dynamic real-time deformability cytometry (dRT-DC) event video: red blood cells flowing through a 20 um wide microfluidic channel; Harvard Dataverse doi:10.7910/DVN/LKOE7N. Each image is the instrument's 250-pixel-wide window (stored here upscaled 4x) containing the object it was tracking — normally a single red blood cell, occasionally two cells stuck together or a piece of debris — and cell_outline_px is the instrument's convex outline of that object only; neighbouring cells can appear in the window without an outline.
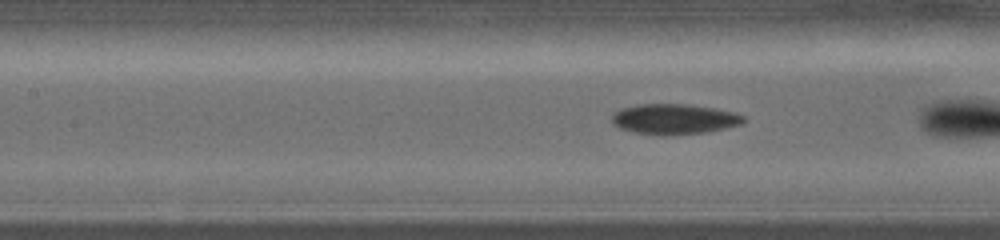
{"species": "common noctule bat (a hibernating species)", "species_latin": "Nyctalus noctula", "temperature_condition": "warm", "stored_images_in_passage": 23, "camera_frame_rate_fps": 5000, "um_per_image_px": 0.085, "animal": {"sex": "female", "body_mass_g": 19.0, "forearm_length_mm": 56.7}, "frame": {"image": 1, "passage_image": 10, "time_ms": 4.2, "image_size_px": [1000, 240], "cell_outline_px": [[744, 120], [740, 124], [724, 128], [704, 132], [664, 136], [660, 136], [632, 132], [620, 128], [612, 120], [612, 112], [620, 108], [640, 104], [688, 104], [716, 108], [736, 112], [744, 116]], "centroid_in_image_um": [57.28, 10.12], "position_along_channel_um": 150.1, "area_um2": 23.41}}